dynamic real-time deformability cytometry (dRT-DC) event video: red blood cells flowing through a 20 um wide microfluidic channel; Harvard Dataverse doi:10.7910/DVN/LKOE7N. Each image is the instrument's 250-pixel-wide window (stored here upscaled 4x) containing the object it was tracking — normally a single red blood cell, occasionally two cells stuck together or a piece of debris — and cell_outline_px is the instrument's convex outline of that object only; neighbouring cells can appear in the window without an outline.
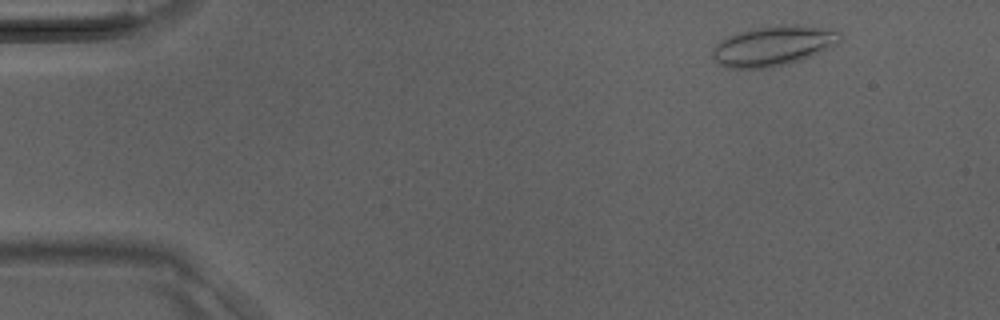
{"species": "Egyptian fruit bat (a non-hibernating species)", "species_latin": "Rousettus aegyptiacus", "temperature_condition": "room temperature", "stored_images_in_passage": 24, "camera_frame_rate_fps": 3000, "um_per_image_px": 0.085, "animal": {"sex": "male"}, "frame": {"image": 1, "passage_image": 4, "time_ms": 1.0, "image_size_px": [1000, 320], "cell_outline_px": [[840, 40], [836, 44], [812, 56], [788, 64], [772, 68], [732, 68], [720, 64], [712, 56], [712, 48], [720, 40], [728, 36], [740, 32], [756, 28], [780, 24], [796, 24], [840, 28]], "centroid_in_image_um": [65.79, 3.87], "position_along_channel_um": 19.2, "area_um2": 30.06}}